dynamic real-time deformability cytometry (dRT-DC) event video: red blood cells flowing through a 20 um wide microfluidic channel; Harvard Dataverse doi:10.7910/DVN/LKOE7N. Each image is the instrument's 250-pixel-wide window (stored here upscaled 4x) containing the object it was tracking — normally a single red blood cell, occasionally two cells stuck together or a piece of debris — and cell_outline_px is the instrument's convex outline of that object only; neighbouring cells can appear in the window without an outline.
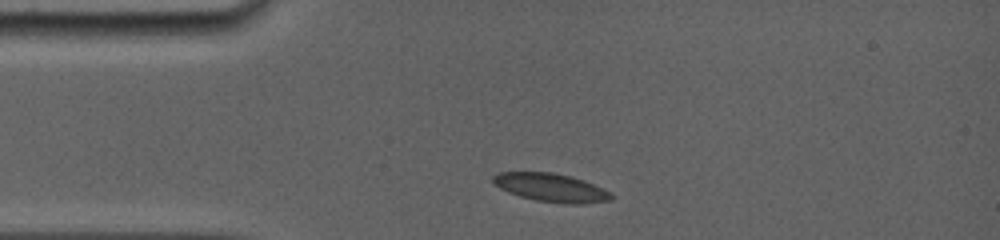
{"species": "common noctule bat (a hibernating species)", "species_latin": "Nyctalus noctula", "temperature_condition": "room temperature", "stored_images_in_passage": 3, "camera_frame_rate_fps": 5000, "um_per_image_px": 0.085, "animal": {"sex": "female", "body_mass_g": 19.0, "forearm_length_mm": 56.7}, "frame": {"image": 1, "passage_image": 1, "time_ms": 0.0, "image_size_px": [1000, 240], "cell_outline_px": [[616, 196], [612, 200], [584, 204], [568, 204], [536, 200], [520, 196], [508, 192], [500, 188], [492, 180], [492, 176], [500, 172], [552, 172], [572, 176], [584, 180], [612, 192]], "centroid_in_image_um": [46.91, 15.95], "position_along_channel_um": 38.1, "area_um2": 19.71}}
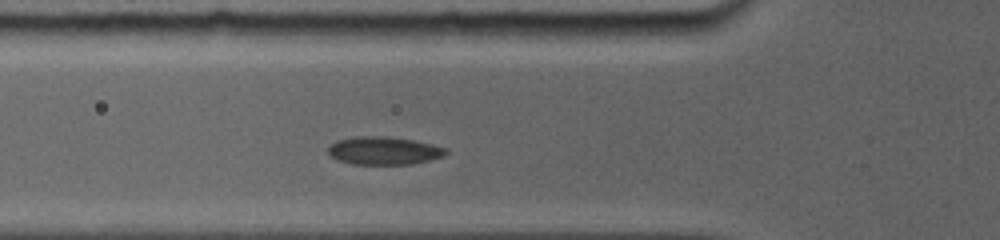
{"frame": {"image": 2, "passage_image": 3, "time_ms": 2.0, "image_size_px": [1000, 240], "cell_outline_px": [[448, 152], [444, 156], [412, 164], [352, 164], [336, 160], [328, 152], [328, 144], [336, 140], [356, 136], [384, 136], [412, 140], [432, 144], [448, 148]], "centroid_in_image_um": [32.6, 12.8], "position_along_channel_um": 93.2, "area_um2": 19.31}}